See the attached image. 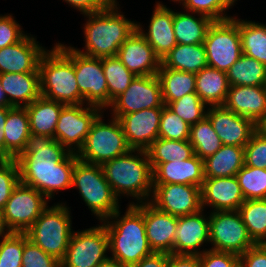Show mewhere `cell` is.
I'll return each mask as SVG.
<instances>
[{"instance_id": "1", "label": "cell", "mask_w": 266, "mask_h": 267, "mask_svg": "<svg viewBox=\"0 0 266 267\" xmlns=\"http://www.w3.org/2000/svg\"><path fill=\"white\" fill-rule=\"evenodd\" d=\"M16 161L20 182L50 200L56 191L72 187V173L78 158L54 138L31 134Z\"/></svg>"}, {"instance_id": "2", "label": "cell", "mask_w": 266, "mask_h": 267, "mask_svg": "<svg viewBox=\"0 0 266 267\" xmlns=\"http://www.w3.org/2000/svg\"><path fill=\"white\" fill-rule=\"evenodd\" d=\"M41 96L65 105L84 104L74 69V47L57 43L39 62Z\"/></svg>"}, {"instance_id": "3", "label": "cell", "mask_w": 266, "mask_h": 267, "mask_svg": "<svg viewBox=\"0 0 266 267\" xmlns=\"http://www.w3.org/2000/svg\"><path fill=\"white\" fill-rule=\"evenodd\" d=\"M101 167L118 199L121 195L136 198L137 202L130 205L151 200L153 172L146 150L131 149L122 156L106 161Z\"/></svg>"}, {"instance_id": "4", "label": "cell", "mask_w": 266, "mask_h": 267, "mask_svg": "<svg viewBox=\"0 0 266 267\" xmlns=\"http://www.w3.org/2000/svg\"><path fill=\"white\" fill-rule=\"evenodd\" d=\"M117 4L116 0L107 9L84 15L88 18L84 26L85 51L74 48L76 51L97 58L117 56L120 46L136 29V22L118 12Z\"/></svg>"}, {"instance_id": "5", "label": "cell", "mask_w": 266, "mask_h": 267, "mask_svg": "<svg viewBox=\"0 0 266 267\" xmlns=\"http://www.w3.org/2000/svg\"><path fill=\"white\" fill-rule=\"evenodd\" d=\"M120 216V210H117L101 223L109 237V251L112 253L109 258L129 267L153 251L147 241L143 214L134 205L128 204L126 212ZM110 219L112 221H108Z\"/></svg>"}, {"instance_id": "6", "label": "cell", "mask_w": 266, "mask_h": 267, "mask_svg": "<svg viewBox=\"0 0 266 267\" xmlns=\"http://www.w3.org/2000/svg\"><path fill=\"white\" fill-rule=\"evenodd\" d=\"M69 209L65 203L47 206L25 232L29 240L59 261L65 257L73 233Z\"/></svg>"}, {"instance_id": "7", "label": "cell", "mask_w": 266, "mask_h": 267, "mask_svg": "<svg viewBox=\"0 0 266 267\" xmlns=\"http://www.w3.org/2000/svg\"><path fill=\"white\" fill-rule=\"evenodd\" d=\"M72 187H76L86 206L101 221L119 210V199L105 178L101 165L78 160L72 173Z\"/></svg>"}, {"instance_id": "8", "label": "cell", "mask_w": 266, "mask_h": 267, "mask_svg": "<svg viewBox=\"0 0 266 267\" xmlns=\"http://www.w3.org/2000/svg\"><path fill=\"white\" fill-rule=\"evenodd\" d=\"M102 113L93 121L83 146L76 153L82 162L102 165L131 150L119 120L112 116L107 124Z\"/></svg>"}, {"instance_id": "9", "label": "cell", "mask_w": 266, "mask_h": 267, "mask_svg": "<svg viewBox=\"0 0 266 267\" xmlns=\"http://www.w3.org/2000/svg\"><path fill=\"white\" fill-rule=\"evenodd\" d=\"M208 67L227 72L242 55L239 19L214 21L203 42Z\"/></svg>"}, {"instance_id": "10", "label": "cell", "mask_w": 266, "mask_h": 267, "mask_svg": "<svg viewBox=\"0 0 266 267\" xmlns=\"http://www.w3.org/2000/svg\"><path fill=\"white\" fill-rule=\"evenodd\" d=\"M101 225V226H100ZM72 233L61 267H98L109 256V237L103 224Z\"/></svg>"}, {"instance_id": "11", "label": "cell", "mask_w": 266, "mask_h": 267, "mask_svg": "<svg viewBox=\"0 0 266 267\" xmlns=\"http://www.w3.org/2000/svg\"><path fill=\"white\" fill-rule=\"evenodd\" d=\"M209 238L212 245L209 249L238 255L255 245L238 211H212Z\"/></svg>"}, {"instance_id": "12", "label": "cell", "mask_w": 266, "mask_h": 267, "mask_svg": "<svg viewBox=\"0 0 266 267\" xmlns=\"http://www.w3.org/2000/svg\"><path fill=\"white\" fill-rule=\"evenodd\" d=\"M45 198L35 188L19 182L3 209L11 231L25 233L48 206L49 200Z\"/></svg>"}, {"instance_id": "13", "label": "cell", "mask_w": 266, "mask_h": 267, "mask_svg": "<svg viewBox=\"0 0 266 267\" xmlns=\"http://www.w3.org/2000/svg\"><path fill=\"white\" fill-rule=\"evenodd\" d=\"M83 106L65 105L55 128V140L73 153H77L83 146L93 121L104 112L97 106Z\"/></svg>"}, {"instance_id": "14", "label": "cell", "mask_w": 266, "mask_h": 267, "mask_svg": "<svg viewBox=\"0 0 266 267\" xmlns=\"http://www.w3.org/2000/svg\"><path fill=\"white\" fill-rule=\"evenodd\" d=\"M161 82L157 75L136 76L125 92L112 101L109 108L112 116L141 111L148 108H162Z\"/></svg>"}, {"instance_id": "15", "label": "cell", "mask_w": 266, "mask_h": 267, "mask_svg": "<svg viewBox=\"0 0 266 267\" xmlns=\"http://www.w3.org/2000/svg\"><path fill=\"white\" fill-rule=\"evenodd\" d=\"M74 69L84 104L108 109V86L102 58L89 57L74 49Z\"/></svg>"}, {"instance_id": "16", "label": "cell", "mask_w": 266, "mask_h": 267, "mask_svg": "<svg viewBox=\"0 0 266 267\" xmlns=\"http://www.w3.org/2000/svg\"><path fill=\"white\" fill-rule=\"evenodd\" d=\"M158 210L176 217L191 215L202 210L201 188L186 184H153L149 201Z\"/></svg>"}, {"instance_id": "17", "label": "cell", "mask_w": 266, "mask_h": 267, "mask_svg": "<svg viewBox=\"0 0 266 267\" xmlns=\"http://www.w3.org/2000/svg\"><path fill=\"white\" fill-rule=\"evenodd\" d=\"M144 216L146 237L156 253L174 254L178 217L158 210L150 202L133 204Z\"/></svg>"}, {"instance_id": "18", "label": "cell", "mask_w": 266, "mask_h": 267, "mask_svg": "<svg viewBox=\"0 0 266 267\" xmlns=\"http://www.w3.org/2000/svg\"><path fill=\"white\" fill-rule=\"evenodd\" d=\"M206 116L223 145L245 147L256 132L255 122L223 105L207 107Z\"/></svg>"}, {"instance_id": "19", "label": "cell", "mask_w": 266, "mask_h": 267, "mask_svg": "<svg viewBox=\"0 0 266 267\" xmlns=\"http://www.w3.org/2000/svg\"><path fill=\"white\" fill-rule=\"evenodd\" d=\"M161 113L162 108H148L117 118L131 149L147 150L159 138Z\"/></svg>"}, {"instance_id": "20", "label": "cell", "mask_w": 266, "mask_h": 267, "mask_svg": "<svg viewBox=\"0 0 266 267\" xmlns=\"http://www.w3.org/2000/svg\"><path fill=\"white\" fill-rule=\"evenodd\" d=\"M47 50L32 35L0 49V74L39 73V62Z\"/></svg>"}, {"instance_id": "21", "label": "cell", "mask_w": 266, "mask_h": 267, "mask_svg": "<svg viewBox=\"0 0 266 267\" xmlns=\"http://www.w3.org/2000/svg\"><path fill=\"white\" fill-rule=\"evenodd\" d=\"M117 57L135 76L157 75L161 65V60L137 29L120 46Z\"/></svg>"}, {"instance_id": "22", "label": "cell", "mask_w": 266, "mask_h": 267, "mask_svg": "<svg viewBox=\"0 0 266 267\" xmlns=\"http://www.w3.org/2000/svg\"><path fill=\"white\" fill-rule=\"evenodd\" d=\"M245 198L236 176L205 177L201 187V205L210 206L211 211H238Z\"/></svg>"}, {"instance_id": "23", "label": "cell", "mask_w": 266, "mask_h": 267, "mask_svg": "<svg viewBox=\"0 0 266 267\" xmlns=\"http://www.w3.org/2000/svg\"><path fill=\"white\" fill-rule=\"evenodd\" d=\"M154 8L148 33L144 32L138 23L136 29L151 45L156 56L162 60L177 45L173 29L174 11L161 2H157Z\"/></svg>"}, {"instance_id": "24", "label": "cell", "mask_w": 266, "mask_h": 267, "mask_svg": "<svg viewBox=\"0 0 266 267\" xmlns=\"http://www.w3.org/2000/svg\"><path fill=\"white\" fill-rule=\"evenodd\" d=\"M153 184H186L202 187L205 179L203 159L196 154L187 160L175 159L161 164H151Z\"/></svg>"}, {"instance_id": "25", "label": "cell", "mask_w": 266, "mask_h": 267, "mask_svg": "<svg viewBox=\"0 0 266 267\" xmlns=\"http://www.w3.org/2000/svg\"><path fill=\"white\" fill-rule=\"evenodd\" d=\"M203 209L191 215L178 217L174 240V254L200 255L202 244L210 242L209 216Z\"/></svg>"}, {"instance_id": "26", "label": "cell", "mask_w": 266, "mask_h": 267, "mask_svg": "<svg viewBox=\"0 0 266 267\" xmlns=\"http://www.w3.org/2000/svg\"><path fill=\"white\" fill-rule=\"evenodd\" d=\"M223 106L256 123L266 112L264 86H229Z\"/></svg>"}, {"instance_id": "27", "label": "cell", "mask_w": 266, "mask_h": 267, "mask_svg": "<svg viewBox=\"0 0 266 267\" xmlns=\"http://www.w3.org/2000/svg\"><path fill=\"white\" fill-rule=\"evenodd\" d=\"M0 83L12 107H26L41 96L40 73H3Z\"/></svg>"}, {"instance_id": "28", "label": "cell", "mask_w": 266, "mask_h": 267, "mask_svg": "<svg viewBox=\"0 0 266 267\" xmlns=\"http://www.w3.org/2000/svg\"><path fill=\"white\" fill-rule=\"evenodd\" d=\"M65 104L46 99L42 96L26 106L29 116L30 132L55 139V128Z\"/></svg>"}, {"instance_id": "29", "label": "cell", "mask_w": 266, "mask_h": 267, "mask_svg": "<svg viewBox=\"0 0 266 267\" xmlns=\"http://www.w3.org/2000/svg\"><path fill=\"white\" fill-rule=\"evenodd\" d=\"M31 135L29 116L25 107H12L8 111L4 130V150L16 159L25 149Z\"/></svg>"}, {"instance_id": "30", "label": "cell", "mask_w": 266, "mask_h": 267, "mask_svg": "<svg viewBox=\"0 0 266 267\" xmlns=\"http://www.w3.org/2000/svg\"><path fill=\"white\" fill-rule=\"evenodd\" d=\"M208 66L202 44H177L162 60L160 68L198 73Z\"/></svg>"}, {"instance_id": "31", "label": "cell", "mask_w": 266, "mask_h": 267, "mask_svg": "<svg viewBox=\"0 0 266 267\" xmlns=\"http://www.w3.org/2000/svg\"><path fill=\"white\" fill-rule=\"evenodd\" d=\"M229 86L226 72L207 66L196 73V94L207 106L223 105Z\"/></svg>"}, {"instance_id": "32", "label": "cell", "mask_w": 266, "mask_h": 267, "mask_svg": "<svg viewBox=\"0 0 266 267\" xmlns=\"http://www.w3.org/2000/svg\"><path fill=\"white\" fill-rule=\"evenodd\" d=\"M205 177H233L244 166V147L222 145L213 155L203 160Z\"/></svg>"}, {"instance_id": "33", "label": "cell", "mask_w": 266, "mask_h": 267, "mask_svg": "<svg viewBox=\"0 0 266 267\" xmlns=\"http://www.w3.org/2000/svg\"><path fill=\"white\" fill-rule=\"evenodd\" d=\"M196 13L174 12L173 29L177 44H202L207 31L214 22L211 18Z\"/></svg>"}, {"instance_id": "34", "label": "cell", "mask_w": 266, "mask_h": 267, "mask_svg": "<svg viewBox=\"0 0 266 267\" xmlns=\"http://www.w3.org/2000/svg\"><path fill=\"white\" fill-rule=\"evenodd\" d=\"M157 76L161 82L164 103H171L186 94L196 93L195 73L159 68Z\"/></svg>"}, {"instance_id": "35", "label": "cell", "mask_w": 266, "mask_h": 267, "mask_svg": "<svg viewBox=\"0 0 266 267\" xmlns=\"http://www.w3.org/2000/svg\"><path fill=\"white\" fill-rule=\"evenodd\" d=\"M226 75L230 86H264L266 66L242 54Z\"/></svg>"}, {"instance_id": "36", "label": "cell", "mask_w": 266, "mask_h": 267, "mask_svg": "<svg viewBox=\"0 0 266 267\" xmlns=\"http://www.w3.org/2000/svg\"><path fill=\"white\" fill-rule=\"evenodd\" d=\"M242 54L266 66V24L239 19Z\"/></svg>"}, {"instance_id": "37", "label": "cell", "mask_w": 266, "mask_h": 267, "mask_svg": "<svg viewBox=\"0 0 266 267\" xmlns=\"http://www.w3.org/2000/svg\"><path fill=\"white\" fill-rule=\"evenodd\" d=\"M255 244L266 243V199L245 200L238 209Z\"/></svg>"}, {"instance_id": "38", "label": "cell", "mask_w": 266, "mask_h": 267, "mask_svg": "<svg viewBox=\"0 0 266 267\" xmlns=\"http://www.w3.org/2000/svg\"><path fill=\"white\" fill-rule=\"evenodd\" d=\"M189 143L193 146L194 154L203 160L215 154L223 145L207 116L191 125Z\"/></svg>"}, {"instance_id": "39", "label": "cell", "mask_w": 266, "mask_h": 267, "mask_svg": "<svg viewBox=\"0 0 266 267\" xmlns=\"http://www.w3.org/2000/svg\"><path fill=\"white\" fill-rule=\"evenodd\" d=\"M108 86V107L121 93L125 92L136 76L129 71L117 56L102 57Z\"/></svg>"}, {"instance_id": "40", "label": "cell", "mask_w": 266, "mask_h": 267, "mask_svg": "<svg viewBox=\"0 0 266 267\" xmlns=\"http://www.w3.org/2000/svg\"><path fill=\"white\" fill-rule=\"evenodd\" d=\"M150 164H161L175 159L187 160L194 155L189 140H167L158 138L146 150Z\"/></svg>"}, {"instance_id": "41", "label": "cell", "mask_w": 266, "mask_h": 267, "mask_svg": "<svg viewBox=\"0 0 266 267\" xmlns=\"http://www.w3.org/2000/svg\"><path fill=\"white\" fill-rule=\"evenodd\" d=\"M236 178L245 200L266 199V169L244 166Z\"/></svg>"}, {"instance_id": "42", "label": "cell", "mask_w": 266, "mask_h": 267, "mask_svg": "<svg viewBox=\"0 0 266 267\" xmlns=\"http://www.w3.org/2000/svg\"><path fill=\"white\" fill-rule=\"evenodd\" d=\"M190 126L198 123L206 116L208 107L196 93H190L171 103H164Z\"/></svg>"}, {"instance_id": "43", "label": "cell", "mask_w": 266, "mask_h": 267, "mask_svg": "<svg viewBox=\"0 0 266 267\" xmlns=\"http://www.w3.org/2000/svg\"><path fill=\"white\" fill-rule=\"evenodd\" d=\"M237 0H177L183 4L186 11L201 14L211 18L213 21H224L232 18L225 11L231 8Z\"/></svg>"}, {"instance_id": "44", "label": "cell", "mask_w": 266, "mask_h": 267, "mask_svg": "<svg viewBox=\"0 0 266 267\" xmlns=\"http://www.w3.org/2000/svg\"><path fill=\"white\" fill-rule=\"evenodd\" d=\"M190 127L166 105L162 107L159 138L175 141L189 140Z\"/></svg>"}, {"instance_id": "45", "label": "cell", "mask_w": 266, "mask_h": 267, "mask_svg": "<svg viewBox=\"0 0 266 267\" xmlns=\"http://www.w3.org/2000/svg\"><path fill=\"white\" fill-rule=\"evenodd\" d=\"M24 233L13 232L0 241V267H22Z\"/></svg>"}, {"instance_id": "46", "label": "cell", "mask_w": 266, "mask_h": 267, "mask_svg": "<svg viewBox=\"0 0 266 267\" xmlns=\"http://www.w3.org/2000/svg\"><path fill=\"white\" fill-rule=\"evenodd\" d=\"M22 267H61V263L57 258L35 245L24 233Z\"/></svg>"}, {"instance_id": "47", "label": "cell", "mask_w": 266, "mask_h": 267, "mask_svg": "<svg viewBox=\"0 0 266 267\" xmlns=\"http://www.w3.org/2000/svg\"><path fill=\"white\" fill-rule=\"evenodd\" d=\"M20 182L19 166L16 159L0 166V210L5 208L12 191Z\"/></svg>"}, {"instance_id": "48", "label": "cell", "mask_w": 266, "mask_h": 267, "mask_svg": "<svg viewBox=\"0 0 266 267\" xmlns=\"http://www.w3.org/2000/svg\"><path fill=\"white\" fill-rule=\"evenodd\" d=\"M246 166L266 169V137L255 132L244 147Z\"/></svg>"}, {"instance_id": "49", "label": "cell", "mask_w": 266, "mask_h": 267, "mask_svg": "<svg viewBox=\"0 0 266 267\" xmlns=\"http://www.w3.org/2000/svg\"><path fill=\"white\" fill-rule=\"evenodd\" d=\"M201 267H238L239 255L232 252L205 249L198 255Z\"/></svg>"}, {"instance_id": "50", "label": "cell", "mask_w": 266, "mask_h": 267, "mask_svg": "<svg viewBox=\"0 0 266 267\" xmlns=\"http://www.w3.org/2000/svg\"><path fill=\"white\" fill-rule=\"evenodd\" d=\"M25 35L12 14L0 15V49L19 42Z\"/></svg>"}, {"instance_id": "51", "label": "cell", "mask_w": 266, "mask_h": 267, "mask_svg": "<svg viewBox=\"0 0 266 267\" xmlns=\"http://www.w3.org/2000/svg\"><path fill=\"white\" fill-rule=\"evenodd\" d=\"M238 267H266V244H255L239 255Z\"/></svg>"}, {"instance_id": "52", "label": "cell", "mask_w": 266, "mask_h": 267, "mask_svg": "<svg viewBox=\"0 0 266 267\" xmlns=\"http://www.w3.org/2000/svg\"><path fill=\"white\" fill-rule=\"evenodd\" d=\"M69 3L71 7L82 12L81 14H90L102 11L110 7L116 0H63Z\"/></svg>"}, {"instance_id": "53", "label": "cell", "mask_w": 266, "mask_h": 267, "mask_svg": "<svg viewBox=\"0 0 266 267\" xmlns=\"http://www.w3.org/2000/svg\"><path fill=\"white\" fill-rule=\"evenodd\" d=\"M167 267H201L198 255L169 254Z\"/></svg>"}, {"instance_id": "54", "label": "cell", "mask_w": 266, "mask_h": 267, "mask_svg": "<svg viewBox=\"0 0 266 267\" xmlns=\"http://www.w3.org/2000/svg\"><path fill=\"white\" fill-rule=\"evenodd\" d=\"M167 253L153 252L151 255L144 257L138 263L132 264L129 267H167L168 265Z\"/></svg>"}, {"instance_id": "55", "label": "cell", "mask_w": 266, "mask_h": 267, "mask_svg": "<svg viewBox=\"0 0 266 267\" xmlns=\"http://www.w3.org/2000/svg\"><path fill=\"white\" fill-rule=\"evenodd\" d=\"M12 107H0V145H2L4 149V130H5V123L8 115V111Z\"/></svg>"}, {"instance_id": "56", "label": "cell", "mask_w": 266, "mask_h": 267, "mask_svg": "<svg viewBox=\"0 0 266 267\" xmlns=\"http://www.w3.org/2000/svg\"><path fill=\"white\" fill-rule=\"evenodd\" d=\"M12 233L13 232L6 223L3 210H0V237H2L1 239L11 235Z\"/></svg>"}, {"instance_id": "57", "label": "cell", "mask_w": 266, "mask_h": 267, "mask_svg": "<svg viewBox=\"0 0 266 267\" xmlns=\"http://www.w3.org/2000/svg\"><path fill=\"white\" fill-rule=\"evenodd\" d=\"M255 128L259 135L266 137V112L255 123Z\"/></svg>"}, {"instance_id": "58", "label": "cell", "mask_w": 266, "mask_h": 267, "mask_svg": "<svg viewBox=\"0 0 266 267\" xmlns=\"http://www.w3.org/2000/svg\"><path fill=\"white\" fill-rule=\"evenodd\" d=\"M98 267H127L121 264L119 261L108 258L106 261L102 262Z\"/></svg>"}, {"instance_id": "59", "label": "cell", "mask_w": 266, "mask_h": 267, "mask_svg": "<svg viewBox=\"0 0 266 267\" xmlns=\"http://www.w3.org/2000/svg\"><path fill=\"white\" fill-rule=\"evenodd\" d=\"M12 158L9 154L3 149L2 145H0V166L8 163Z\"/></svg>"}, {"instance_id": "60", "label": "cell", "mask_w": 266, "mask_h": 267, "mask_svg": "<svg viewBox=\"0 0 266 267\" xmlns=\"http://www.w3.org/2000/svg\"><path fill=\"white\" fill-rule=\"evenodd\" d=\"M0 107H12L0 83Z\"/></svg>"}, {"instance_id": "61", "label": "cell", "mask_w": 266, "mask_h": 267, "mask_svg": "<svg viewBox=\"0 0 266 267\" xmlns=\"http://www.w3.org/2000/svg\"><path fill=\"white\" fill-rule=\"evenodd\" d=\"M264 89H265V92H266V80H265V83H264Z\"/></svg>"}]
</instances>
